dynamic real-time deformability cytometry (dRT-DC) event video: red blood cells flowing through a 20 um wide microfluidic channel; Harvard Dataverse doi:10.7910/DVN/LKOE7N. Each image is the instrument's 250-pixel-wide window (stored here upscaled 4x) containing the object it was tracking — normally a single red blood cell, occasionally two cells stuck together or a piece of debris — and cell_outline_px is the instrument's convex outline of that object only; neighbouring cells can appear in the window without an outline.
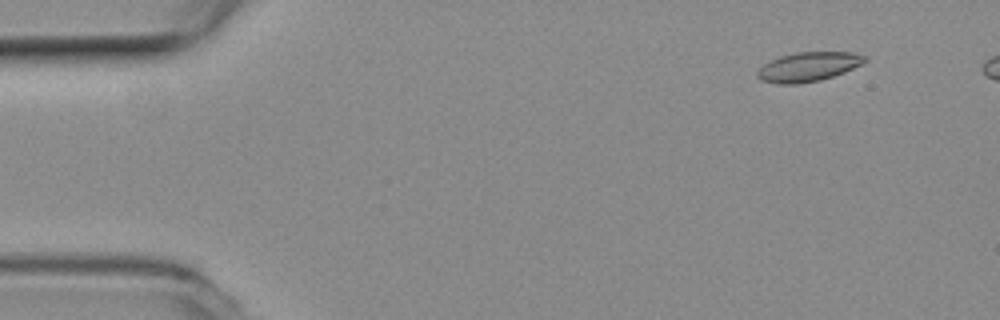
{"species": "common noctule bat (a hibernating species)", "species_latin": "Nyctalus noctula", "temperature_condition": "room temperature", "stored_images_in_passage": 50, "camera_frame_rate_fps": 3000, "um_per_image_px": 0.085, "animal": {"sex": "female", "body_mass_g": 19.3, "forearm_length_mm": 54.1}, "frame": {"image": 1, "passage_image": 5, "time_ms": 1.333, "image_size_px": [1000, 320], "cell_outline_px": [[868, 60], [844, 72], [820, 80], [796, 84], [776, 84], [760, 80], [756, 76], [756, 72], [764, 64], [780, 56], [796, 52], [852, 52], [868, 56]], "centroid_in_image_um": [68.69, 5.67], "position_along_channel_um": 16.3, "area_um2": 18.32}}
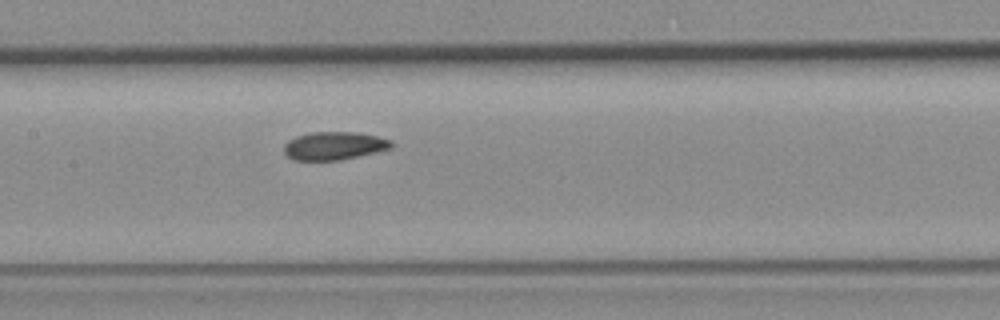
{"frame": {"image": 2, "passage_image": 26, "time_ms": 8.333, "image_size_px": [1000, 320], "cell_outline_px": [[392, 148], [376, 152], [340, 160], [296, 160], [288, 156], [284, 152], [284, 144], [288, 140], [296, 136], [312, 132], [356, 132], [376, 136], [392, 140]], "centroid_in_image_um": [28.4, 12.39], "position_along_channel_um": 179.0, "area_um2": 17.51}}
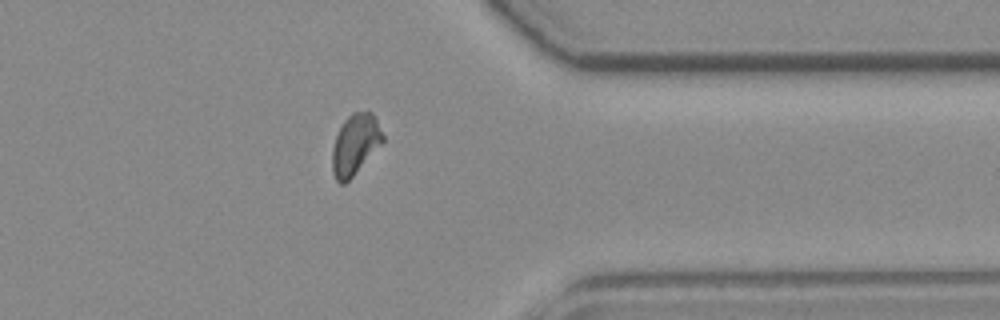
{"frame": {"image": 3, "passage_image": 43, "time_ms": 14.0, "image_size_px": [1000, 320], "cell_outline_px": [[384, 140], [352, 176], [344, 184], [340, 184], [336, 180], [332, 172], [332, 148], [336, 136], [344, 120], [352, 112], [372, 112], [384, 136]], "centroid_in_image_um": [30.16, 12.27], "position_along_channel_um": 381.2, "area_um2": 17.46}, "authors_computed_cell_mechanics": {"area_um2": 18.0336, "velocity_mm_per_s": 3.7737, "shape_relaxation_time_tau1_ms": 7.1426, "shape_relaxation_time_tau2_ms": 3.0528, "deformation_change_tau1": 0.1636, "deformation_change_tau2": 0.0888}}